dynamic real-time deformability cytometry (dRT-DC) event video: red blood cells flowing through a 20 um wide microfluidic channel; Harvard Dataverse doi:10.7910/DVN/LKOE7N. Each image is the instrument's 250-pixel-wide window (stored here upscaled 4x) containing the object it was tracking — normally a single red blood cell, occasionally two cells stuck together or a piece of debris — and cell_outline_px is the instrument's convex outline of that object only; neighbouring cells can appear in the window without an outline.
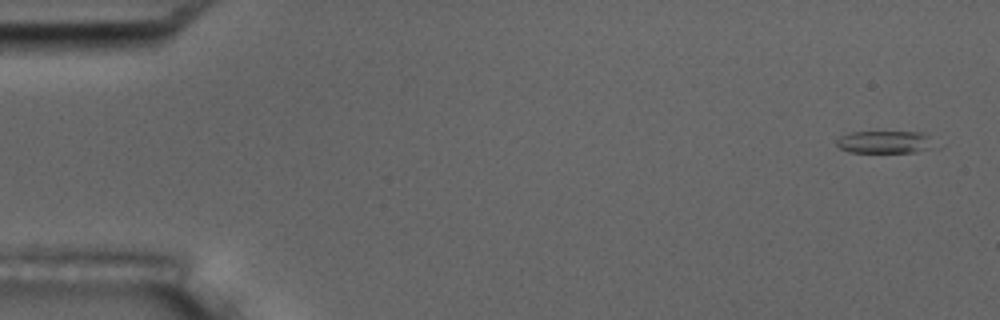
{"species": "common noctule bat (a hibernating species)", "species_latin": "Nyctalus noctula", "temperature_condition": "room temperature", "stored_images_in_passage": 5, "camera_frame_rate_fps": 3000, "um_per_image_px": 0.085, "animal": {"sex": "male", "body_mass_g": 17.5, "forearm_length_mm": 52.3}, "frame": {"image": 1, "passage_image": 1, "time_ms": 0.0, "image_size_px": [1000, 320], "cell_outline_px": [[928, 136], [924, 148], [912, 152], [848, 152], [840, 148], [836, 144], [836, 140], [840, 136], [852, 132], [920, 132]], "centroid_in_image_um": [74.98, 12.06], "position_along_channel_um": 10.0, "area_um2": 12.08}}
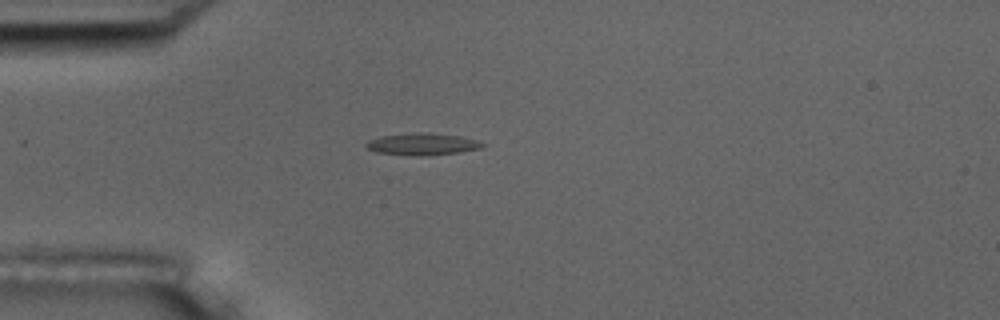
{"frame": {"image": 2, "passage_image": 4, "time_ms": 4.333, "image_size_px": [1000, 320], "cell_outline_px": [[488, 144], [480, 148], [460, 152], [428, 156], [420, 156], [376, 152], [368, 148], [364, 144], [368, 140], [380, 136], [424, 132], [428, 132], [460, 136], [476, 140]], "centroid_in_image_um": [35.93, 12.25], "position_along_channel_um": 49.1, "area_um2": 14.85}}